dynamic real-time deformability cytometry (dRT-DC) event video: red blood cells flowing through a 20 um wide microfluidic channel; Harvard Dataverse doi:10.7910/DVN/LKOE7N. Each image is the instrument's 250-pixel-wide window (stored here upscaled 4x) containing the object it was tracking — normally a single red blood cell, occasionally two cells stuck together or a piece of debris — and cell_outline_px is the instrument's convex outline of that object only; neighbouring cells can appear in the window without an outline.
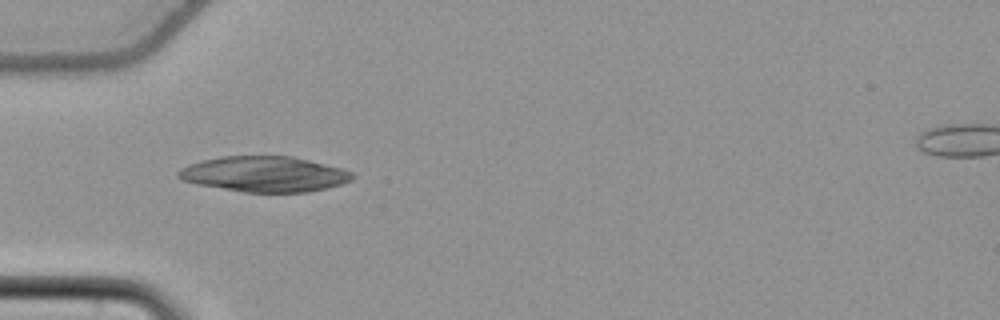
{"species": "common noctule bat (a hibernating species)", "species_latin": "Nyctalus noctula", "temperature_condition": "cold", "stored_images_in_passage": 38, "camera_frame_rate_fps": 3000, "um_per_image_px": 0.085, "animal": {"sex": "female", "body_mass_g": 22.7, "forearm_length_mm": 54.2}, "frame": {"image": 1, "passage_image": 1, "time_ms": 0.0, "image_size_px": [1000, 320], "cell_outline_px": [[352, 180], [328, 188], [308, 192], [244, 192], [196, 184], [180, 180], [176, 176], [176, 172], [180, 168], [188, 164], [220, 156], [292, 156], [340, 168], [352, 172]], "centroid_in_image_um": [22.41, 14.8], "position_along_channel_um": 62.6, "area_um2": 35.95}}
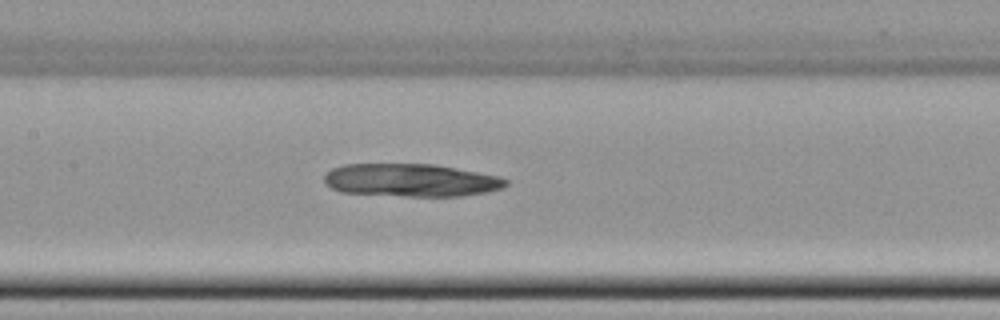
{"frame": {"image": 2, "passage_image": 10, "time_ms": 3.0, "image_size_px": [1000, 320], "cell_outline_px": [[508, 184], [504, 188], [488, 192], [460, 196], [404, 196], [340, 192], [324, 184], [324, 176], [332, 168], [344, 164], [432, 164], [500, 176], [508, 180]], "centroid_in_image_um": [34.93, 15.32], "position_along_channel_um": 172.5, "area_um2": 34.91}}
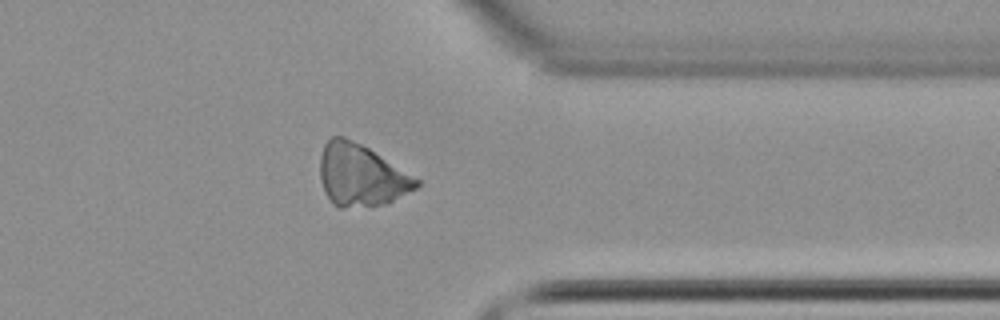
{"frame": {"image": 3, "passage_image": 27, "time_ms": 8.667, "image_size_px": [1000, 320], "cell_outline_px": [[420, 184], [416, 188], [388, 204], [344, 208], [340, 208], [332, 204], [324, 192], [320, 180], [320, 156], [324, 144], [332, 136], [344, 136], [368, 148], [420, 180]], "centroid_in_image_um": [30.66, 14.92], "position_along_channel_um": 380.7, "area_um2": 34.8}}